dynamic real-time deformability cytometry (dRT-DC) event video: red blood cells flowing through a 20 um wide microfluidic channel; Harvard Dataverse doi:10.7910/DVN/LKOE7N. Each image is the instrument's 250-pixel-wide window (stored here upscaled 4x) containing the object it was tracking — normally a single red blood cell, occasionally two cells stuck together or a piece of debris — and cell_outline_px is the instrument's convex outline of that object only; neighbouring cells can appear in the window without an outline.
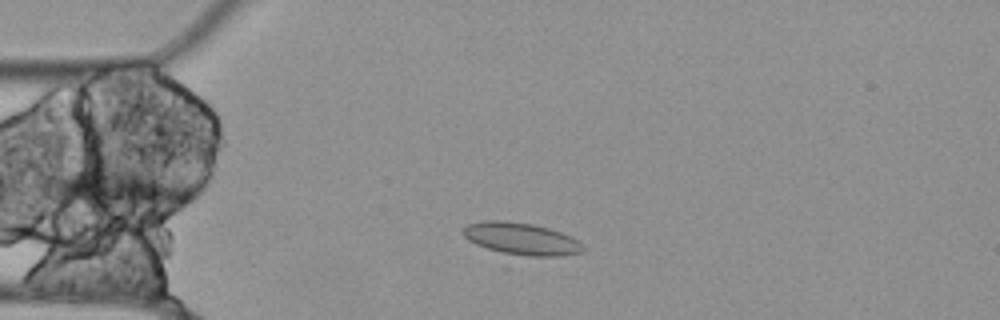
{"species": "Egyptian fruit bat (a non-hibernating species)", "species_latin": "Rousettus aegyptiacus", "temperature_condition": "cold", "stored_images_in_passage": 37, "camera_frame_rate_fps": 3000, "um_per_image_px": 0.085, "animal": {"sex": "female"}, "frame": {"image": 1, "passage_image": 10, "time_ms": 3.0, "image_size_px": [1000, 320], "cell_outline_px": [[584, 248], [580, 252], [560, 256], [512, 256], [476, 244], [468, 240], [464, 236], [464, 228], [468, 224], [484, 220], [500, 220], [532, 224], [548, 228], [572, 236], [580, 240]], "centroid_in_image_um": [44.33, 20.3], "position_along_channel_um": 40.7, "area_um2": 22.48}}
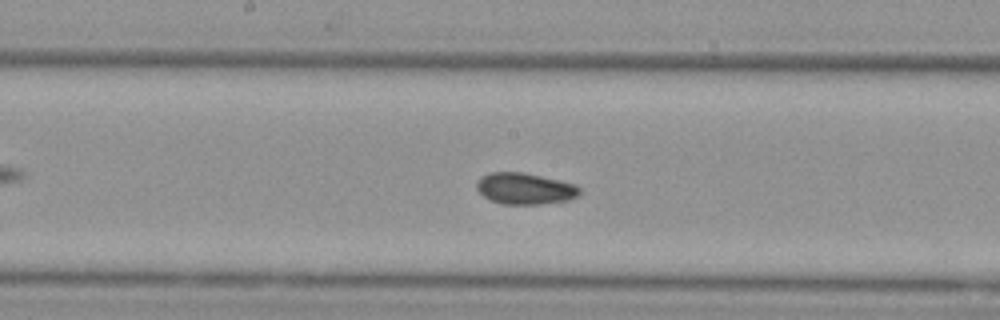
{"frame": {"image": 2, "passage_image": 25, "time_ms": 8.0, "image_size_px": [1000, 320], "cell_outline_px": [[580, 196], [568, 200], [540, 204], [504, 204], [492, 200], [484, 196], [476, 188], [476, 180], [480, 176], [492, 172], [520, 172], [540, 176], [576, 184], [580, 188]], "centroid_in_image_um": [44.62, 16.03], "position_along_channel_um": 203.6, "area_um2": 18.79}}
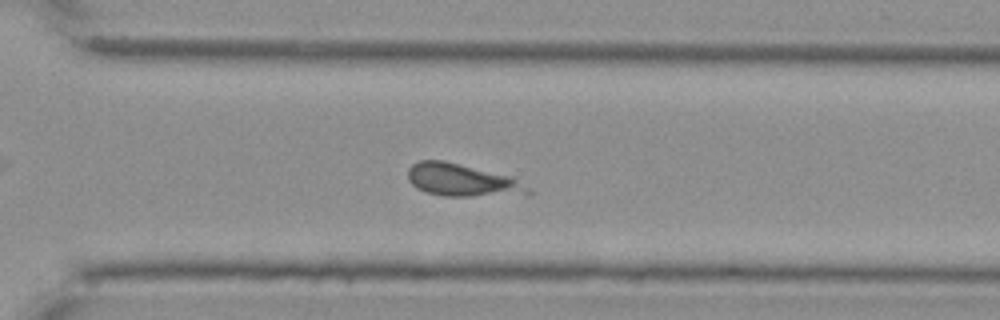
{"frame": {"image": 3, "passage_image": 36, "time_ms": 11.667, "image_size_px": [1000, 320], "cell_outline_px": [[532, 196], [444, 196], [424, 192], [416, 188], [408, 180], [408, 168], [412, 164], [420, 160], [444, 160], [512, 176], [528, 188], [532, 192]], "centroid_in_image_um": [39.33, 15.33], "position_along_channel_um": 331.3, "area_um2": 23.29}}